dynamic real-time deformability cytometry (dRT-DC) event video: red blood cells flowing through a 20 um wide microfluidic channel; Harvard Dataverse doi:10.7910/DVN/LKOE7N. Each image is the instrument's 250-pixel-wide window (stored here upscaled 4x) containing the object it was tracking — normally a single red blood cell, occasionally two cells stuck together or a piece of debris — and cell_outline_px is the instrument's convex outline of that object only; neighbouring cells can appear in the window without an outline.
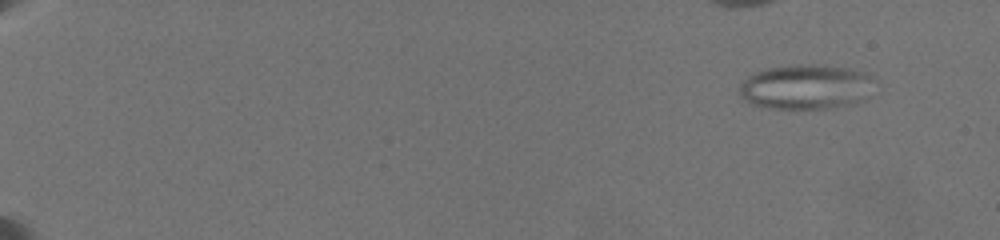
{"species": "common noctule bat (a hibernating species)", "species_latin": "Nyctalus noctula", "temperature_condition": "warm", "stored_images_in_passage": 9, "camera_frame_rate_fps": 3000, "um_per_image_px": 0.085, "animal": {"sex": "female", "body_mass_g": 19.5, "forearm_length_mm": 54.1}, "frame": {"image": 1, "passage_image": 2, "time_ms": 1.333, "image_size_px": [1000, 240], "cell_outline_px": [[868, 96], [864, 100], [848, 104], [828, 108], [776, 108], [752, 104], [744, 100], [736, 92], [740, 84], [748, 76], [756, 72], [772, 68], [796, 64], [824, 64], [848, 68], [868, 72]], "centroid_in_image_um": [68.43, 7.37], "position_along_channel_um": 16.6, "area_um2": 34.85}}